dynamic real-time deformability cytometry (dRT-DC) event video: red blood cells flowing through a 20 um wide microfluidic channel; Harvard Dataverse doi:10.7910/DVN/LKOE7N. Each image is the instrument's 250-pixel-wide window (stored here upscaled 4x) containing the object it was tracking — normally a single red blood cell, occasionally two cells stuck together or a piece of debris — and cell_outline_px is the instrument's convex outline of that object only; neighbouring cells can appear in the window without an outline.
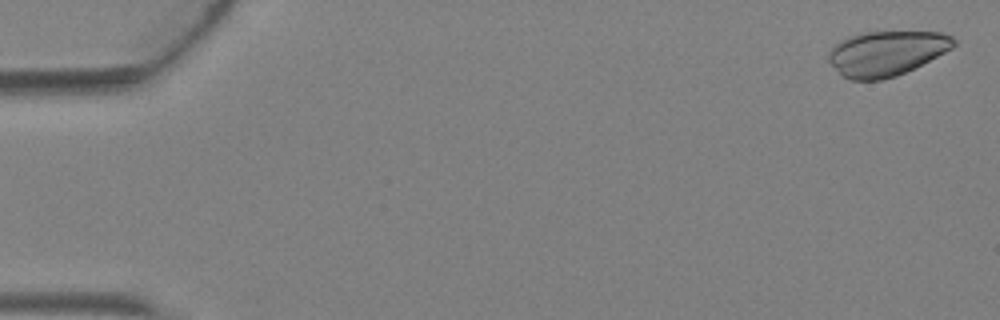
{"species": "Egyptian fruit bat (a non-hibernating species)", "species_latin": "Rousettus aegyptiacus", "temperature_condition": "warm", "stored_images_in_passage": 4, "camera_frame_rate_fps": 3000, "um_per_image_px": 0.085, "animal": {"sex": "female"}, "frame": {"image": 1, "passage_image": 1, "time_ms": 0.0, "image_size_px": [1000, 320], "cell_outline_px": [[956, 44], [952, 48], [896, 76], [880, 80], [852, 80], [840, 76], [828, 60], [828, 56], [832, 48], [836, 44], [848, 36], [860, 32], [940, 32], [952, 36], [956, 40]], "centroid_in_image_um": [75.31, 4.52], "position_along_channel_um": 9.7, "area_um2": 32.48}}